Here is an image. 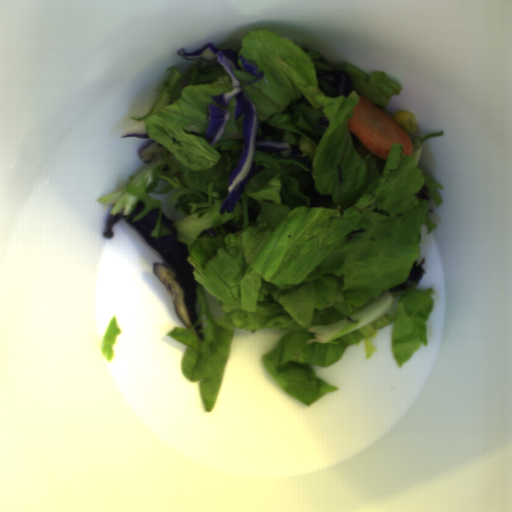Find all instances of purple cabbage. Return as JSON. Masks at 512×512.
<instances>
[{
  "mask_svg": "<svg viewBox=\"0 0 512 512\" xmlns=\"http://www.w3.org/2000/svg\"><path fill=\"white\" fill-rule=\"evenodd\" d=\"M192 333L195 334L201 341L204 340V328L202 322L195 326V328L192 330Z\"/></svg>",
  "mask_w": 512,
  "mask_h": 512,
  "instance_id": "39781b68",
  "label": "purple cabbage"
},
{
  "mask_svg": "<svg viewBox=\"0 0 512 512\" xmlns=\"http://www.w3.org/2000/svg\"><path fill=\"white\" fill-rule=\"evenodd\" d=\"M120 138H139L148 140L138 153V158L145 164L153 162L161 151V146L159 143L154 141L148 134L128 133L122 134Z\"/></svg>",
  "mask_w": 512,
  "mask_h": 512,
  "instance_id": "f65ffa83",
  "label": "purple cabbage"
},
{
  "mask_svg": "<svg viewBox=\"0 0 512 512\" xmlns=\"http://www.w3.org/2000/svg\"><path fill=\"white\" fill-rule=\"evenodd\" d=\"M146 204L141 200L137 202L129 213H118L109 216L103 238L114 237L112 227L120 220H125L148 244H150L162 257V263L153 264L154 274L159 281L170 291L171 303L182 323L191 327L198 320L197 307V280L194 276V265L189 263L190 251L188 246L178 242L177 230L174 222L164 212L160 216L159 208L151 209L138 221H132ZM169 229L170 232L163 237L153 238L151 235L158 224Z\"/></svg>",
  "mask_w": 512,
  "mask_h": 512,
  "instance_id": "ea28d5fd",
  "label": "purple cabbage"
},
{
  "mask_svg": "<svg viewBox=\"0 0 512 512\" xmlns=\"http://www.w3.org/2000/svg\"><path fill=\"white\" fill-rule=\"evenodd\" d=\"M177 54L184 60L202 59L206 62L217 61L223 66L230 79L231 90L212 96L211 98L212 101L221 107L212 103L208 104V125L204 136L209 145L213 146L224 134L226 122L230 118L228 108L232 99L235 100L233 108L234 121L243 114V151L230 176L227 196L219 210L220 215L224 214L225 211H227V214H230L234 211L244 187L253 177L264 170V167L255 164L254 154L259 151H288L291 148V144L289 142L263 141L257 139L258 118L256 105L244 91L228 59L239 60L245 70L250 75L256 77L254 81L245 83L244 86L255 84L264 78V73L257 70V65L245 60L244 55H239V53L232 49L218 48L208 42L198 51L185 52L184 49L181 48L177 51Z\"/></svg>",
  "mask_w": 512,
  "mask_h": 512,
  "instance_id": "c1f60e8f",
  "label": "purple cabbage"
}]
</instances>
